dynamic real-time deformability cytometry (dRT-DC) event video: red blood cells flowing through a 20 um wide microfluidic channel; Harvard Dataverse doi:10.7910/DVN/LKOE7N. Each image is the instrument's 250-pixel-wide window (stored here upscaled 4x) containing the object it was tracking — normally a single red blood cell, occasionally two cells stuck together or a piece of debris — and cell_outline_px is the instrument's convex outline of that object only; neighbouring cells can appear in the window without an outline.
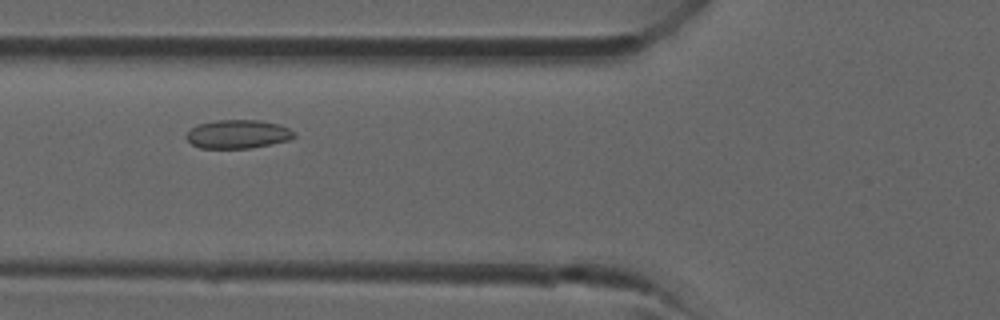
{"species": "common noctule bat (a hibernating species)", "species_latin": "Nyctalus noctula", "temperature_condition": "room temperature", "stored_images_in_passage": 30, "camera_frame_rate_fps": 3000, "um_per_image_px": 0.085, "animal": {"sex": "male", "forearm_length_mm": 52.5}, "frame": {"image": 1, "passage_image": 6, "time_ms": 1.667, "image_size_px": [1000, 320], "cell_outline_px": [[296, 136], [288, 140], [248, 148], [200, 148], [192, 144], [184, 136], [196, 124], [216, 120], [260, 120], [280, 124], [296, 132]], "centroid_in_image_um": [20.21, 11.39], "position_along_channel_um": 105.6, "area_um2": 17.98}}
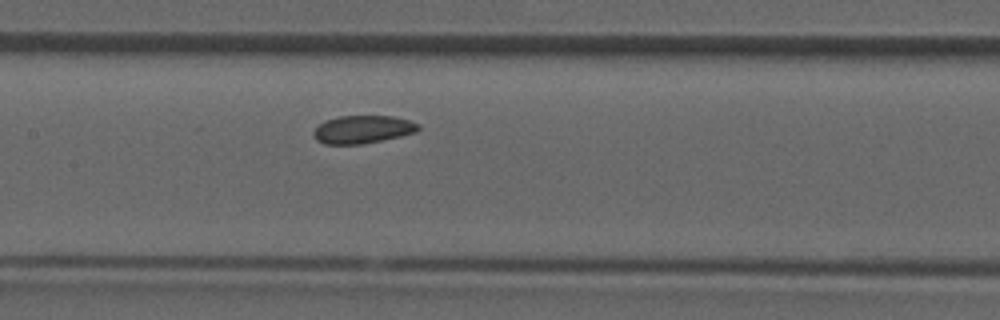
{"frame": {"image": 2, "passage_image": 10, "time_ms": 3.0, "image_size_px": [1000, 320], "cell_outline_px": [[420, 128], [416, 132], [400, 136], [360, 144], [324, 144], [316, 140], [312, 136], [312, 132], [324, 120], [340, 116], [392, 116], [408, 120], [420, 124]], "centroid_in_image_um": [30.8, 11.0], "position_along_channel_um": 176.6, "area_um2": 16.99}}
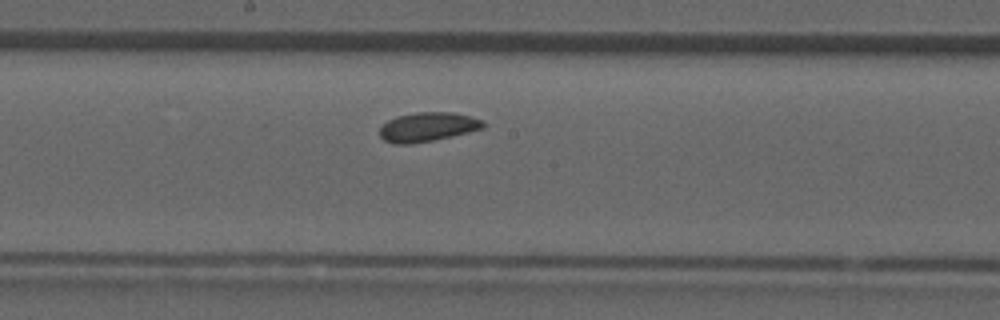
{"frame": {"image": 3, "passage_image": 12, "time_ms": 3.667, "image_size_px": [1000, 320], "cell_outline_px": [[484, 128], [452, 136], [412, 144], [396, 144], [384, 140], [380, 136], [380, 128], [388, 120], [396, 116], [416, 112], [452, 112], [472, 116], [484, 120]], "centroid_in_image_um": [36.36, 10.78], "position_along_channel_um": 211.8, "area_um2": 17.63}}